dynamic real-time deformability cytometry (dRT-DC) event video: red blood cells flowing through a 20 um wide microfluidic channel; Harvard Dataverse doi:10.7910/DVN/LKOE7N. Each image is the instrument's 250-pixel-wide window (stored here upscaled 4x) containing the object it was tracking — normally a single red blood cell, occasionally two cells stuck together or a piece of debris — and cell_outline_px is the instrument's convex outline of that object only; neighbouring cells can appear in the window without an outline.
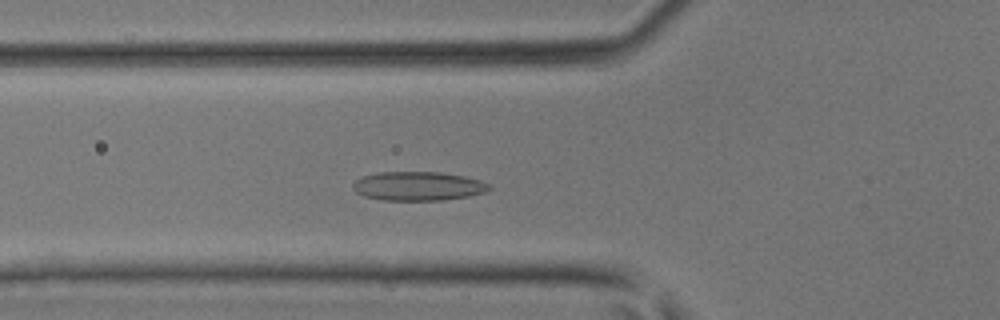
{"species": "common noctule bat (a hibernating species)", "species_latin": "Nyctalus noctula", "temperature_condition": "room temperature", "stored_images_in_passage": 13, "camera_frame_rate_fps": 3000, "um_per_image_px": 0.085, "animal": {"sex": "male", "body_mass_g": 17.9, "forearm_length_mm": 54.2}, "frame": {"image": 1, "passage_image": 7, "time_ms": 2.0, "image_size_px": [1000, 320], "cell_outline_px": [[492, 188], [484, 192], [468, 196], [444, 200], [384, 200], [364, 196], [356, 192], [352, 188], [352, 184], [356, 180], [364, 176], [380, 172], [440, 172], [464, 176], [484, 180], [492, 184]], "centroid_in_image_um": [35.59, 15.81], "position_along_channel_um": 90.2, "area_um2": 23.12}}
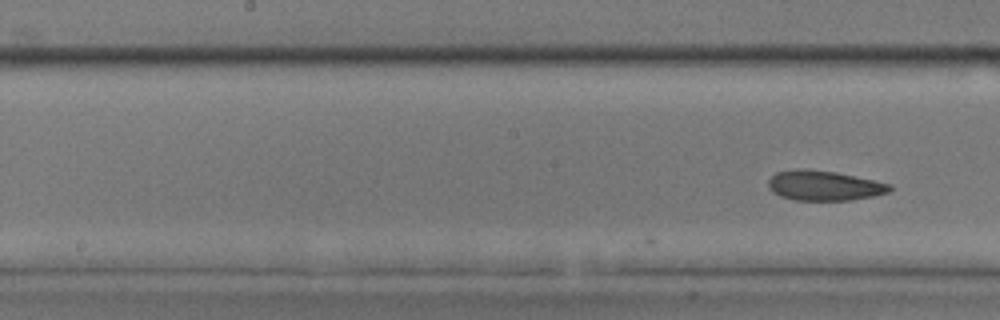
{"frame": {"image": 2, "passage_image": 13, "time_ms": 4.0, "image_size_px": [1000, 320], "cell_outline_px": [[892, 188], [888, 192], [872, 196], [848, 200], [796, 200], [780, 196], [772, 192], [768, 188], [768, 180], [776, 172], [836, 172], [876, 180], [892, 184]], "centroid_in_image_um": [70.11, 15.82], "position_along_channel_um": 178.1, "area_um2": 20.35}}